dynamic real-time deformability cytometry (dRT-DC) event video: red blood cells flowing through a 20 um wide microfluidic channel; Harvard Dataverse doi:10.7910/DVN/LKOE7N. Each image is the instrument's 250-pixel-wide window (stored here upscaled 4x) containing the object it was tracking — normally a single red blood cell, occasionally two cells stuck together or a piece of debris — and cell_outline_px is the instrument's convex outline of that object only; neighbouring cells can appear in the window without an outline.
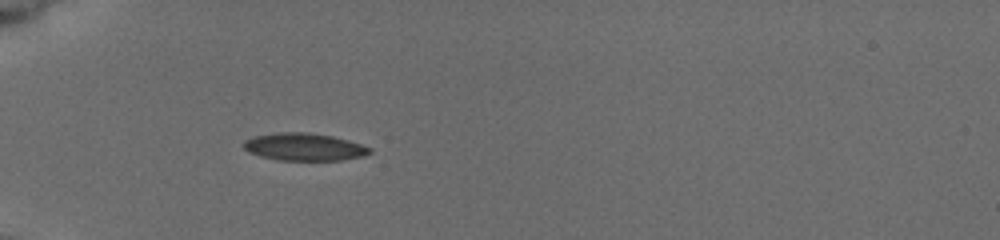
{"species": "common noctule bat (a hibernating species)", "species_latin": "Nyctalus noctula", "temperature_condition": "cold", "stored_images_in_passage": 14, "camera_frame_rate_fps": 3000, "um_per_image_px": 0.085, "animal": {"sex": "female", "body_mass_g": 19.5, "forearm_length_mm": 54.1}, "frame": {"image": 1, "passage_image": 1, "time_ms": 0.0, "image_size_px": [1000, 240], "cell_outline_px": [[372, 152], [364, 156], [340, 160], [276, 160], [260, 156], [248, 152], [244, 148], [244, 140], [252, 136], [276, 132], [308, 132], [332, 136], [348, 140], [372, 148]], "centroid_in_image_um": [25.83, 12.48], "position_along_channel_um": 59.2, "area_um2": 20.35}}
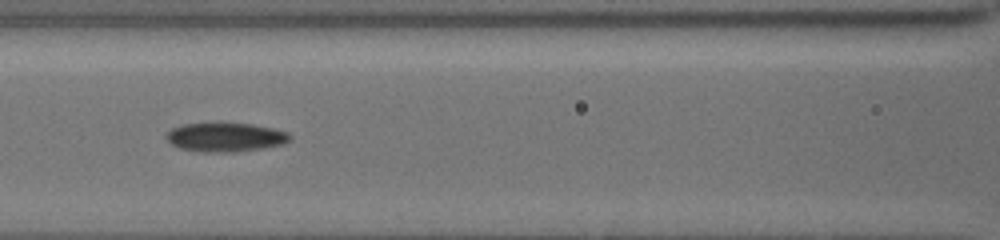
{"frame": {"image": 2, "passage_image": 7, "time_ms": 2.667, "image_size_px": [1000, 240], "cell_outline_px": [[292, 140], [284, 144], [264, 148], [236, 152], [200, 152], [180, 148], [172, 144], [164, 136], [172, 128], [180, 124], [216, 120], [220, 120], [252, 124], [272, 128], [288, 132], [292, 136]], "centroid_in_image_um": [19.16, 11.61], "position_along_channel_um": 147.4, "area_um2": 21.96}}
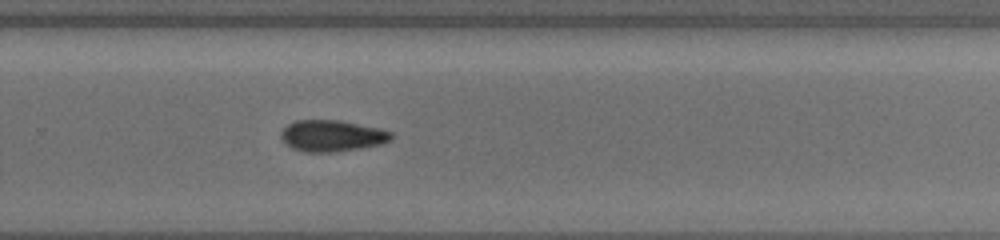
{"frame": {"image": 3, "passage_image": 14, "time_ms": 6.667, "image_size_px": [1000, 240], "cell_outline_px": [[392, 140], [384, 144], [332, 152], [304, 152], [292, 148], [280, 136], [280, 132], [288, 124], [296, 120], [340, 120], [380, 128], [392, 132]], "centroid_in_image_um": [28.25, 11.53], "position_along_channel_um": 301.6, "area_um2": 20.17}}